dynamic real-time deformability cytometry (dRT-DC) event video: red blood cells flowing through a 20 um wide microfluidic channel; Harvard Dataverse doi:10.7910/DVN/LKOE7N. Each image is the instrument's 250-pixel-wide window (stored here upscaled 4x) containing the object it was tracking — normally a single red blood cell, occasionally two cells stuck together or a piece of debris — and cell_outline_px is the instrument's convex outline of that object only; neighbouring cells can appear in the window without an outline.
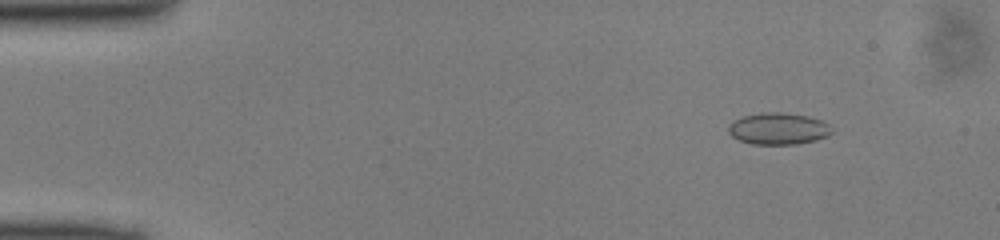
{"species": "common noctule bat (a hibernating species)", "species_latin": "Nyctalus noctula", "temperature_condition": "cold", "stored_images_in_passage": 50, "camera_frame_rate_fps": 3000, "um_per_image_px": 0.085, "animal": {"sex": "male", "body_mass_g": 13.0, "forearm_length_mm": 53.1}, "frame": {"image": 1, "passage_image": 6, "time_ms": 1.667, "image_size_px": [1000, 240], "cell_outline_px": [[832, 132], [828, 136], [816, 140], [796, 144], [752, 144], [740, 140], [732, 136], [728, 132], [728, 124], [732, 120], [744, 116], [760, 112], [780, 112], [808, 116], [820, 120], [828, 124], [832, 128]], "centroid_in_image_um": [66.14, 10.93], "position_along_channel_um": 18.9, "area_um2": 19.19}}
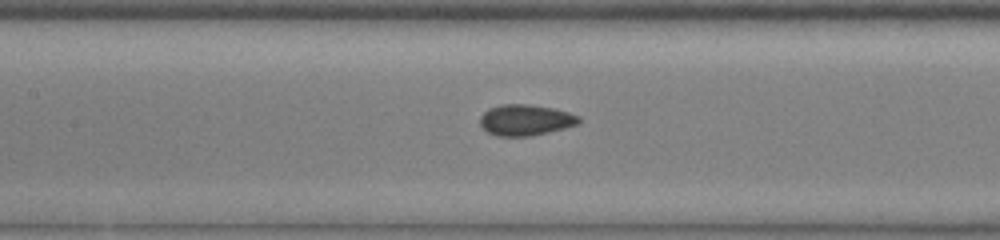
{"frame": {"image": 2, "passage_image": 23, "time_ms": 7.333, "image_size_px": [1000, 240], "cell_outline_px": [[580, 120], [576, 124], [564, 128], [548, 132], [528, 136], [496, 136], [488, 132], [480, 124], [480, 116], [488, 108], [500, 104], [528, 104], [552, 108], [568, 112], [580, 116]], "centroid_in_image_um": [44.63, 10.19], "position_along_channel_um": 162.8, "area_um2": 17.74}}
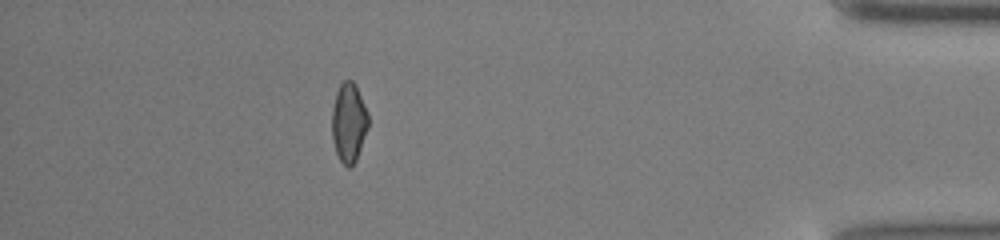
{"frame": {"image": 3, "passage_image": 44, "time_ms": 14.333, "image_size_px": [1000, 240], "cell_outline_px": [[368, 128], [356, 160], [348, 168], [340, 160], [336, 152], [332, 140], [332, 108], [336, 92], [340, 84], [344, 80], [352, 80], [356, 84], [368, 112]], "centroid_in_image_um": [29.64, 10.39], "position_along_channel_um": 405.6, "area_um2": 16.88}}